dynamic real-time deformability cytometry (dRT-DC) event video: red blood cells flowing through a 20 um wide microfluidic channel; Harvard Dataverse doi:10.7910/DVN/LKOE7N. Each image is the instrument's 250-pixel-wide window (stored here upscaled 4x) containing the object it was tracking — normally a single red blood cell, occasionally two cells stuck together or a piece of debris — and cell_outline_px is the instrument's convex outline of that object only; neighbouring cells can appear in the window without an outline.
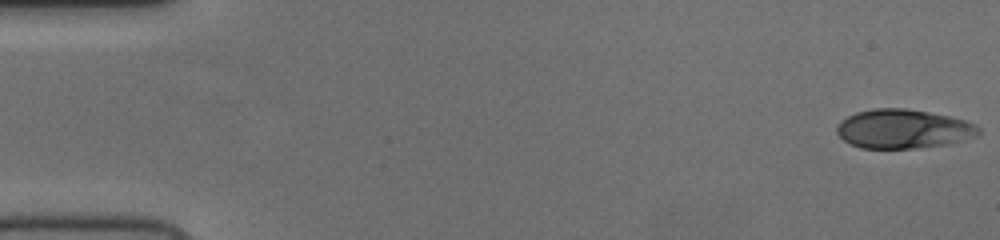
{"species": "human", "species_latin": "Homo sapiens", "temperature_condition": "cold", "stored_images_in_passage": 52, "camera_frame_rate_fps": 3000, "um_per_image_px": 0.085, "donor": {"sex": "female"}, "frame": {"image": 1, "passage_image": 1, "time_ms": 0.0, "image_size_px": [1000, 240], "cell_outline_px": [[980, 132], [976, 136], [964, 140], [944, 144], [916, 148], [860, 148], [848, 144], [836, 132], [836, 128], [840, 120], [856, 112], [876, 108], [904, 108], [928, 112], [968, 120], [976, 124], [980, 128]], "centroid_in_image_um": [76.77, 10.95], "position_along_channel_um": 8.2, "area_um2": 32.37}}
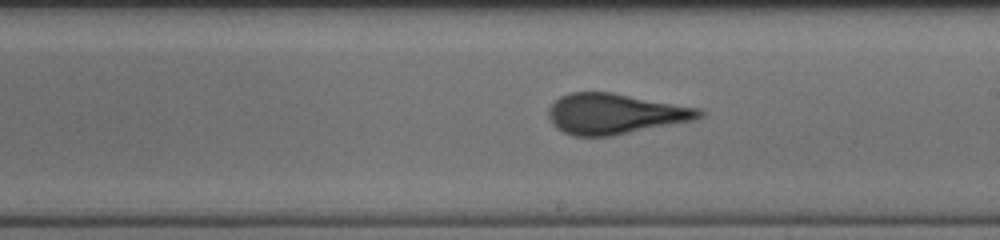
{"frame": {"image": 2, "passage_image": 30, "time_ms": 9.667, "image_size_px": [1000, 240], "cell_outline_px": [[704, 116], [696, 120], [612, 136], [572, 136], [556, 128], [552, 124], [548, 116], [548, 108], [560, 96], [568, 92], [612, 92], [700, 108], [704, 112]], "centroid_in_image_um": [52.28, 9.67], "position_along_channel_um": 236.7, "area_um2": 35.89}}
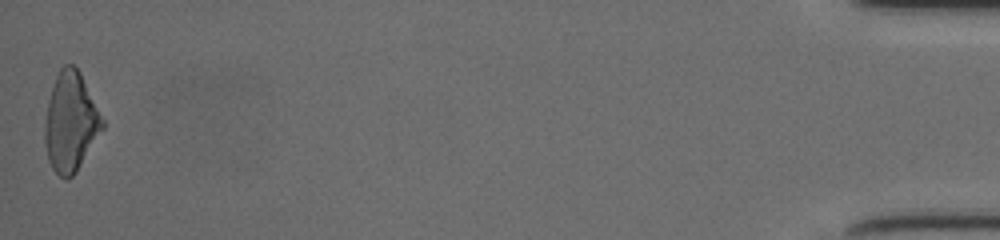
{"frame": {"image": 3, "passage_image": 52, "time_ms": 17.0, "image_size_px": [1000, 240], "cell_outline_px": [[104, 128], [76, 172], [68, 180], [64, 180], [52, 168], [48, 160], [44, 140], [44, 124], [48, 100], [56, 76], [60, 68], [64, 64], [72, 64], [80, 72], [104, 120]], "centroid_in_image_um": [6.0, 10.39], "position_along_channel_um": 429.2, "area_um2": 33.29}}